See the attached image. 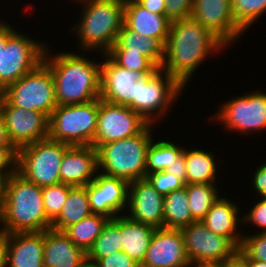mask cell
Wrapping results in <instances>:
<instances>
[{
	"label": "cell",
	"mask_w": 266,
	"mask_h": 267,
	"mask_svg": "<svg viewBox=\"0 0 266 267\" xmlns=\"http://www.w3.org/2000/svg\"><path fill=\"white\" fill-rule=\"evenodd\" d=\"M250 267H266V262L250 259Z\"/></svg>",
	"instance_id": "f5cc1de1"
},
{
	"label": "cell",
	"mask_w": 266,
	"mask_h": 267,
	"mask_svg": "<svg viewBox=\"0 0 266 267\" xmlns=\"http://www.w3.org/2000/svg\"><path fill=\"white\" fill-rule=\"evenodd\" d=\"M4 98L25 110L40 111L48 117L57 107L54 80L50 68L41 62L4 90Z\"/></svg>",
	"instance_id": "ba28073f"
},
{
	"label": "cell",
	"mask_w": 266,
	"mask_h": 267,
	"mask_svg": "<svg viewBox=\"0 0 266 267\" xmlns=\"http://www.w3.org/2000/svg\"><path fill=\"white\" fill-rule=\"evenodd\" d=\"M249 259L266 262V233L243 236L239 248Z\"/></svg>",
	"instance_id": "74e56055"
},
{
	"label": "cell",
	"mask_w": 266,
	"mask_h": 267,
	"mask_svg": "<svg viewBox=\"0 0 266 267\" xmlns=\"http://www.w3.org/2000/svg\"><path fill=\"white\" fill-rule=\"evenodd\" d=\"M72 187L63 183L42 187L45 213L51 222L59 216L68 192Z\"/></svg>",
	"instance_id": "d590c367"
},
{
	"label": "cell",
	"mask_w": 266,
	"mask_h": 267,
	"mask_svg": "<svg viewBox=\"0 0 266 267\" xmlns=\"http://www.w3.org/2000/svg\"><path fill=\"white\" fill-rule=\"evenodd\" d=\"M46 47L27 36L14 31L1 48L0 89L16 82L22 76L35 69L41 62Z\"/></svg>",
	"instance_id": "30bf717a"
},
{
	"label": "cell",
	"mask_w": 266,
	"mask_h": 267,
	"mask_svg": "<svg viewBox=\"0 0 266 267\" xmlns=\"http://www.w3.org/2000/svg\"><path fill=\"white\" fill-rule=\"evenodd\" d=\"M43 62L50 68L54 80L57 105L86 103L100 98L101 63L95 64L73 53H59Z\"/></svg>",
	"instance_id": "7a4b0ae2"
},
{
	"label": "cell",
	"mask_w": 266,
	"mask_h": 267,
	"mask_svg": "<svg viewBox=\"0 0 266 267\" xmlns=\"http://www.w3.org/2000/svg\"><path fill=\"white\" fill-rule=\"evenodd\" d=\"M142 7L156 14H165V0H136Z\"/></svg>",
	"instance_id": "bcb514c9"
},
{
	"label": "cell",
	"mask_w": 266,
	"mask_h": 267,
	"mask_svg": "<svg viewBox=\"0 0 266 267\" xmlns=\"http://www.w3.org/2000/svg\"><path fill=\"white\" fill-rule=\"evenodd\" d=\"M191 17L225 45L243 32L233 19L231 0H194Z\"/></svg>",
	"instance_id": "e0dca14e"
},
{
	"label": "cell",
	"mask_w": 266,
	"mask_h": 267,
	"mask_svg": "<svg viewBox=\"0 0 266 267\" xmlns=\"http://www.w3.org/2000/svg\"><path fill=\"white\" fill-rule=\"evenodd\" d=\"M105 56L108 58L101 63L100 99L135 111L137 80L144 74L122 68L107 54Z\"/></svg>",
	"instance_id": "9a60e30c"
},
{
	"label": "cell",
	"mask_w": 266,
	"mask_h": 267,
	"mask_svg": "<svg viewBox=\"0 0 266 267\" xmlns=\"http://www.w3.org/2000/svg\"><path fill=\"white\" fill-rule=\"evenodd\" d=\"M129 182L105 174L95 175L87 185V194L93 214L103 215L109 219L117 216L128 202Z\"/></svg>",
	"instance_id": "2e32d148"
},
{
	"label": "cell",
	"mask_w": 266,
	"mask_h": 267,
	"mask_svg": "<svg viewBox=\"0 0 266 267\" xmlns=\"http://www.w3.org/2000/svg\"><path fill=\"white\" fill-rule=\"evenodd\" d=\"M184 149L168 141L150 143L146 158V176L153 172L165 171L175 162Z\"/></svg>",
	"instance_id": "d6a6232c"
},
{
	"label": "cell",
	"mask_w": 266,
	"mask_h": 267,
	"mask_svg": "<svg viewBox=\"0 0 266 267\" xmlns=\"http://www.w3.org/2000/svg\"><path fill=\"white\" fill-rule=\"evenodd\" d=\"M252 93L226 102L216 119L225 123L228 129L242 133L265 129L266 93Z\"/></svg>",
	"instance_id": "5bb4252c"
},
{
	"label": "cell",
	"mask_w": 266,
	"mask_h": 267,
	"mask_svg": "<svg viewBox=\"0 0 266 267\" xmlns=\"http://www.w3.org/2000/svg\"><path fill=\"white\" fill-rule=\"evenodd\" d=\"M0 146H13V144L11 143L8 137L7 130H6L5 123H4L2 116H0Z\"/></svg>",
	"instance_id": "681fc988"
},
{
	"label": "cell",
	"mask_w": 266,
	"mask_h": 267,
	"mask_svg": "<svg viewBox=\"0 0 266 267\" xmlns=\"http://www.w3.org/2000/svg\"><path fill=\"white\" fill-rule=\"evenodd\" d=\"M220 267H250V259L238 249L233 255L228 257Z\"/></svg>",
	"instance_id": "7bdbcfd3"
},
{
	"label": "cell",
	"mask_w": 266,
	"mask_h": 267,
	"mask_svg": "<svg viewBox=\"0 0 266 267\" xmlns=\"http://www.w3.org/2000/svg\"><path fill=\"white\" fill-rule=\"evenodd\" d=\"M70 147L49 138L23 146L18 149L17 172L40 187L61 183L59 168Z\"/></svg>",
	"instance_id": "52a82bcc"
},
{
	"label": "cell",
	"mask_w": 266,
	"mask_h": 267,
	"mask_svg": "<svg viewBox=\"0 0 266 267\" xmlns=\"http://www.w3.org/2000/svg\"><path fill=\"white\" fill-rule=\"evenodd\" d=\"M195 267H220L219 265H195Z\"/></svg>",
	"instance_id": "11a10c76"
},
{
	"label": "cell",
	"mask_w": 266,
	"mask_h": 267,
	"mask_svg": "<svg viewBox=\"0 0 266 267\" xmlns=\"http://www.w3.org/2000/svg\"><path fill=\"white\" fill-rule=\"evenodd\" d=\"M108 220L109 218L103 215L91 214L76 224L66 227L63 232L76 246L82 248L87 253L93 246L96 238L101 234Z\"/></svg>",
	"instance_id": "f546056e"
},
{
	"label": "cell",
	"mask_w": 266,
	"mask_h": 267,
	"mask_svg": "<svg viewBox=\"0 0 266 267\" xmlns=\"http://www.w3.org/2000/svg\"><path fill=\"white\" fill-rule=\"evenodd\" d=\"M237 210V205L233 204L228 199L218 198L201 221L210 231L229 238L240 248L243 236L237 235L236 232H234L236 231L237 222L239 221Z\"/></svg>",
	"instance_id": "cb8c5ba5"
},
{
	"label": "cell",
	"mask_w": 266,
	"mask_h": 267,
	"mask_svg": "<svg viewBox=\"0 0 266 267\" xmlns=\"http://www.w3.org/2000/svg\"><path fill=\"white\" fill-rule=\"evenodd\" d=\"M3 100H4V92L3 90L0 89V116H1V108H2Z\"/></svg>",
	"instance_id": "db71d44e"
},
{
	"label": "cell",
	"mask_w": 266,
	"mask_h": 267,
	"mask_svg": "<svg viewBox=\"0 0 266 267\" xmlns=\"http://www.w3.org/2000/svg\"><path fill=\"white\" fill-rule=\"evenodd\" d=\"M86 258L87 253L63 231H44L43 267H80Z\"/></svg>",
	"instance_id": "44dd1931"
},
{
	"label": "cell",
	"mask_w": 266,
	"mask_h": 267,
	"mask_svg": "<svg viewBox=\"0 0 266 267\" xmlns=\"http://www.w3.org/2000/svg\"><path fill=\"white\" fill-rule=\"evenodd\" d=\"M195 221L188 204L187 184L164 196L163 228L182 229Z\"/></svg>",
	"instance_id": "83f0119b"
},
{
	"label": "cell",
	"mask_w": 266,
	"mask_h": 267,
	"mask_svg": "<svg viewBox=\"0 0 266 267\" xmlns=\"http://www.w3.org/2000/svg\"><path fill=\"white\" fill-rule=\"evenodd\" d=\"M164 47L165 46L158 39L150 38L138 32L131 31L123 25L118 33L115 44L109 51L141 53L160 69L164 61Z\"/></svg>",
	"instance_id": "484cf974"
},
{
	"label": "cell",
	"mask_w": 266,
	"mask_h": 267,
	"mask_svg": "<svg viewBox=\"0 0 266 267\" xmlns=\"http://www.w3.org/2000/svg\"><path fill=\"white\" fill-rule=\"evenodd\" d=\"M9 234L0 230V267H7Z\"/></svg>",
	"instance_id": "7dc6e473"
},
{
	"label": "cell",
	"mask_w": 266,
	"mask_h": 267,
	"mask_svg": "<svg viewBox=\"0 0 266 267\" xmlns=\"http://www.w3.org/2000/svg\"><path fill=\"white\" fill-rule=\"evenodd\" d=\"M254 188L263 199H266V164L261 165L254 174Z\"/></svg>",
	"instance_id": "ee69618b"
},
{
	"label": "cell",
	"mask_w": 266,
	"mask_h": 267,
	"mask_svg": "<svg viewBox=\"0 0 266 267\" xmlns=\"http://www.w3.org/2000/svg\"><path fill=\"white\" fill-rule=\"evenodd\" d=\"M117 251H122L120 216H116L106 222L101 234L87 252V258L100 260Z\"/></svg>",
	"instance_id": "4dcf8cb0"
},
{
	"label": "cell",
	"mask_w": 266,
	"mask_h": 267,
	"mask_svg": "<svg viewBox=\"0 0 266 267\" xmlns=\"http://www.w3.org/2000/svg\"><path fill=\"white\" fill-rule=\"evenodd\" d=\"M98 112L99 98L81 104L57 105L49 116L48 138L71 146H91Z\"/></svg>",
	"instance_id": "8992f818"
},
{
	"label": "cell",
	"mask_w": 266,
	"mask_h": 267,
	"mask_svg": "<svg viewBox=\"0 0 266 267\" xmlns=\"http://www.w3.org/2000/svg\"><path fill=\"white\" fill-rule=\"evenodd\" d=\"M155 228L120 216L122 251L137 263H143Z\"/></svg>",
	"instance_id": "d4e9b609"
},
{
	"label": "cell",
	"mask_w": 266,
	"mask_h": 267,
	"mask_svg": "<svg viewBox=\"0 0 266 267\" xmlns=\"http://www.w3.org/2000/svg\"><path fill=\"white\" fill-rule=\"evenodd\" d=\"M159 69L155 74H146L137 80L135 91V112H137L148 124H153L157 115L164 114L180 95V91L184 88L174 77L167 72L165 76L161 74ZM164 76V77H163ZM179 94V95H178ZM156 112V117H152L150 113ZM153 111V112H152ZM162 113V114H161ZM151 116V117H150ZM155 118V119H153Z\"/></svg>",
	"instance_id": "8fae6325"
},
{
	"label": "cell",
	"mask_w": 266,
	"mask_h": 267,
	"mask_svg": "<svg viewBox=\"0 0 266 267\" xmlns=\"http://www.w3.org/2000/svg\"><path fill=\"white\" fill-rule=\"evenodd\" d=\"M148 124L135 136L101 144L97 148L98 168L105 175L128 182L146 178V158L151 139Z\"/></svg>",
	"instance_id": "277c9868"
},
{
	"label": "cell",
	"mask_w": 266,
	"mask_h": 267,
	"mask_svg": "<svg viewBox=\"0 0 266 267\" xmlns=\"http://www.w3.org/2000/svg\"><path fill=\"white\" fill-rule=\"evenodd\" d=\"M6 177L0 176V216L3 211L4 207V196H5V182H6Z\"/></svg>",
	"instance_id": "f907efd6"
},
{
	"label": "cell",
	"mask_w": 266,
	"mask_h": 267,
	"mask_svg": "<svg viewBox=\"0 0 266 267\" xmlns=\"http://www.w3.org/2000/svg\"><path fill=\"white\" fill-rule=\"evenodd\" d=\"M231 7L233 19L245 32L266 11V0H231Z\"/></svg>",
	"instance_id": "836d02e7"
},
{
	"label": "cell",
	"mask_w": 266,
	"mask_h": 267,
	"mask_svg": "<svg viewBox=\"0 0 266 267\" xmlns=\"http://www.w3.org/2000/svg\"><path fill=\"white\" fill-rule=\"evenodd\" d=\"M150 267H189L180 229L157 228L143 261Z\"/></svg>",
	"instance_id": "d6986e66"
},
{
	"label": "cell",
	"mask_w": 266,
	"mask_h": 267,
	"mask_svg": "<svg viewBox=\"0 0 266 267\" xmlns=\"http://www.w3.org/2000/svg\"><path fill=\"white\" fill-rule=\"evenodd\" d=\"M147 125L130 107L99 98L97 129L92 146L97 149L101 144L135 136Z\"/></svg>",
	"instance_id": "7c38bea8"
},
{
	"label": "cell",
	"mask_w": 266,
	"mask_h": 267,
	"mask_svg": "<svg viewBox=\"0 0 266 267\" xmlns=\"http://www.w3.org/2000/svg\"><path fill=\"white\" fill-rule=\"evenodd\" d=\"M186 184H214L216 164L211 152L185 150Z\"/></svg>",
	"instance_id": "f1b7e54d"
},
{
	"label": "cell",
	"mask_w": 266,
	"mask_h": 267,
	"mask_svg": "<svg viewBox=\"0 0 266 267\" xmlns=\"http://www.w3.org/2000/svg\"><path fill=\"white\" fill-rule=\"evenodd\" d=\"M146 179L163 196L186 186L181 179L166 170L150 173Z\"/></svg>",
	"instance_id": "8d00e7d4"
},
{
	"label": "cell",
	"mask_w": 266,
	"mask_h": 267,
	"mask_svg": "<svg viewBox=\"0 0 266 267\" xmlns=\"http://www.w3.org/2000/svg\"><path fill=\"white\" fill-rule=\"evenodd\" d=\"M166 171L174 174L186 184L185 149L184 152L175 159V162L166 169Z\"/></svg>",
	"instance_id": "f6af8a7d"
},
{
	"label": "cell",
	"mask_w": 266,
	"mask_h": 267,
	"mask_svg": "<svg viewBox=\"0 0 266 267\" xmlns=\"http://www.w3.org/2000/svg\"><path fill=\"white\" fill-rule=\"evenodd\" d=\"M117 65L131 71L155 74L159 69L141 53L129 51H108L106 53Z\"/></svg>",
	"instance_id": "e575fe53"
},
{
	"label": "cell",
	"mask_w": 266,
	"mask_h": 267,
	"mask_svg": "<svg viewBox=\"0 0 266 267\" xmlns=\"http://www.w3.org/2000/svg\"><path fill=\"white\" fill-rule=\"evenodd\" d=\"M263 228V233H266V199H261L253 206L247 216L241 218Z\"/></svg>",
	"instance_id": "b9f144b4"
},
{
	"label": "cell",
	"mask_w": 266,
	"mask_h": 267,
	"mask_svg": "<svg viewBox=\"0 0 266 267\" xmlns=\"http://www.w3.org/2000/svg\"><path fill=\"white\" fill-rule=\"evenodd\" d=\"M17 161L18 150L14 146H0V176L8 178L11 174L17 172ZM9 165L14 166L11 170L5 172L4 168L6 170Z\"/></svg>",
	"instance_id": "ab89813d"
},
{
	"label": "cell",
	"mask_w": 266,
	"mask_h": 267,
	"mask_svg": "<svg viewBox=\"0 0 266 267\" xmlns=\"http://www.w3.org/2000/svg\"><path fill=\"white\" fill-rule=\"evenodd\" d=\"M135 267H150V266L144 265L143 263H138Z\"/></svg>",
	"instance_id": "9f6ffc18"
},
{
	"label": "cell",
	"mask_w": 266,
	"mask_h": 267,
	"mask_svg": "<svg viewBox=\"0 0 266 267\" xmlns=\"http://www.w3.org/2000/svg\"><path fill=\"white\" fill-rule=\"evenodd\" d=\"M14 31L15 30L11 28L9 25H7L5 22L4 23L0 22V59H1V48H5L7 39Z\"/></svg>",
	"instance_id": "c3c4849f"
},
{
	"label": "cell",
	"mask_w": 266,
	"mask_h": 267,
	"mask_svg": "<svg viewBox=\"0 0 266 267\" xmlns=\"http://www.w3.org/2000/svg\"><path fill=\"white\" fill-rule=\"evenodd\" d=\"M171 21L165 14H156L142 7L136 0L125 2L124 25L131 31L167 42Z\"/></svg>",
	"instance_id": "7402d4cb"
},
{
	"label": "cell",
	"mask_w": 266,
	"mask_h": 267,
	"mask_svg": "<svg viewBox=\"0 0 266 267\" xmlns=\"http://www.w3.org/2000/svg\"><path fill=\"white\" fill-rule=\"evenodd\" d=\"M215 184H187L188 204L192 217L201 221L218 200Z\"/></svg>",
	"instance_id": "1f68e13d"
},
{
	"label": "cell",
	"mask_w": 266,
	"mask_h": 267,
	"mask_svg": "<svg viewBox=\"0 0 266 267\" xmlns=\"http://www.w3.org/2000/svg\"><path fill=\"white\" fill-rule=\"evenodd\" d=\"M1 230L14 232H43L51 228L45 213L42 187L28 181L18 172L5 182L4 207L0 216Z\"/></svg>",
	"instance_id": "3957f363"
},
{
	"label": "cell",
	"mask_w": 266,
	"mask_h": 267,
	"mask_svg": "<svg viewBox=\"0 0 266 267\" xmlns=\"http://www.w3.org/2000/svg\"><path fill=\"white\" fill-rule=\"evenodd\" d=\"M91 214L93 213L90 208L87 186H74L69 190L62 210L51 223V228L63 231L66 227L76 224Z\"/></svg>",
	"instance_id": "4316f807"
},
{
	"label": "cell",
	"mask_w": 266,
	"mask_h": 267,
	"mask_svg": "<svg viewBox=\"0 0 266 267\" xmlns=\"http://www.w3.org/2000/svg\"><path fill=\"white\" fill-rule=\"evenodd\" d=\"M60 181L70 186H87L98 169L97 149L91 146H71L60 165Z\"/></svg>",
	"instance_id": "ffe728a7"
},
{
	"label": "cell",
	"mask_w": 266,
	"mask_h": 267,
	"mask_svg": "<svg viewBox=\"0 0 266 267\" xmlns=\"http://www.w3.org/2000/svg\"><path fill=\"white\" fill-rule=\"evenodd\" d=\"M81 0H79L80 2ZM85 1L81 22L75 25L80 37L81 48L104 50L105 54L115 44L118 33L124 25L123 0H82ZM87 3V4H86Z\"/></svg>",
	"instance_id": "5b68a950"
},
{
	"label": "cell",
	"mask_w": 266,
	"mask_h": 267,
	"mask_svg": "<svg viewBox=\"0 0 266 267\" xmlns=\"http://www.w3.org/2000/svg\"><path fill=\"white\" fill-rule=\"evenodd\" d=\"M129 218L157 228L164 224V196L145 179L129 182Z\"/></svg>",
	"instance_id": "ac0fdd59"
},
{
	"label": "cell",
	"mask_w": 266,
	"mask_h": 267,
	"mask_svg": "<svg viewBox=\"0 0 266 267\" xmlns=\"http://www.w3.org/2000/svg\"><path fill=\"white\" fill-rule=\"evenodd\" d=\"M194 0H165V16L171 21L190 18Z\"/></svg>",
	"instance_id": "f35d334b"
},
{
	"label": "cell",
	"mask_w": 266,
	"mask_h": 267,
	"mask_svg": "<svg viewBox=\"0 0 266 267\" xmlns=\"http://www.w3.org/2000/svg\"><path fill=\"white\" fill-rule=\"evenodd\" d=\"M225 46L217 36L192 17L173 21L160 69L185 87L206 56Z\"/></svg>",
	"instance_id": "6da1fadb"
},
{
	"label": "cell",
	"mask_w": 266,
	"mask_h": 267,
	"mask_svg": "<svg viewBox=\"0 0 266 267\" xmlns=\"http://www.w3.org/2000/svg\"><path fill=\"white\" fill-rule=\"evenodd\" d=\"M1 116L8 137L18 150L28 144L48 138L49 117L40 111L25 110L12 106L5 98Z\"/></svg>",
	"instance_id": "4fadbf2b"
},
{
	"label": "cell",
	"mask_w": 266,
	"mask_h": 267,
	"mask_svg": "<svg viewBox=\"0 0 266 267\" xmlns=\"http://www.w3.org/2000/svg\"><path fill=\"white\" fill-rule=\"evenodd\" d=\"M44 231L9 234L7 266L43 267Z\"/></svg>",
	"instance_id": "603a6c76"
},
{
	"label": "cell",
	"mask_w": 266,
	"mask_h": 267,
	"mask_svg": "<svg viewBox=\"0 0 266 267\" xmlns=\"http://www.w3.org/2000/svg\"><path fill=\"white\" fill-rule=\"evenodd\" d=\"M80 267H99V265L95 261L86 258Z\"/></svg>",
	"instance_id": "816d5d0a"
},
{
	"label": "cell",
	"mask_w": 266,
	"mask_h": 267,
	"mask_svg": "<svg viewBox=\"0 0 266 267\" xmlns=\"http://www.w3.org/2000/svg\"><path fill=\"white\" fill-rule=\"evenodd\" d=\"M180 230L191 265H220L239 249L229 238L210 231L202 221Z\"/></svg>",
	"instance_id": "9c48e42d"
},
{
	"label": "cell",
	"mask_w": 266,
	"mask_h": 267,
	"mask_svg": "<svg viewBox=\"0 0 266 267\" xmlns=\"http://www.w3.org/2000/svg\"><path fill=\"white\" fill-rule=\"evenodd\" d=\"M92 261H95L99 267H135L138 264L123 251L113 252L107 257Z\"/></svg>",
	"instance_id": "60d3db41"
}]
</instances>
